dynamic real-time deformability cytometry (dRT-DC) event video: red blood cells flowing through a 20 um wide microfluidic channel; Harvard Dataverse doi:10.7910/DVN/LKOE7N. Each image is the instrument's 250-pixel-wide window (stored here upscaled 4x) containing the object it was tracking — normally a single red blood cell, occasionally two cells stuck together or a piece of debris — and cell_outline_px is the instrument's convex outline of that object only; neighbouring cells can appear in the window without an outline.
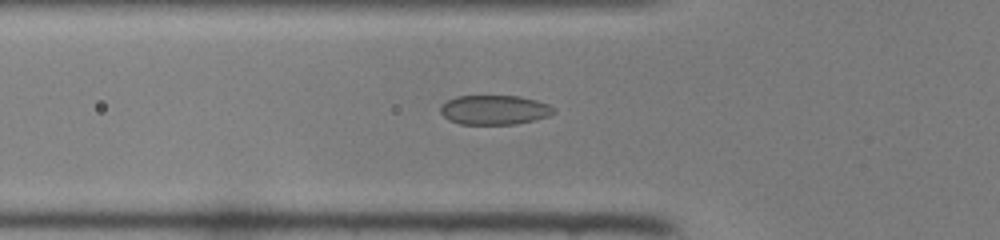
{"species": "common noctule bat (a hibernating species)", "species_latin": "Nyctalus noctula", "temperature_condition": "room temperature", "stored_images_in_passage": 37, "camera_frame_rate_fps": 3000, "um_per_image_px": 0.085, "animal": {"sex": "female", "body_mass_g": 22.0, "forearm_length_mm": 56.7}, "frame": {"image": 1, "passage_image": 7, "time_ms": 2.0, "image_size_px": [1000, 240], "cell_outline_px": [[556, 112], [548, 116], [536, 120], [516, 124], [460, 124], [448, 120], [440, 112], [440, 104], [456, 96], [520, 96], [536, 100], [548, 104], [556, 108]], "centroid_in_image_um": [42.03, 9.34], "position_along_channel_um": 83.8, "area_um2": 19.65}}
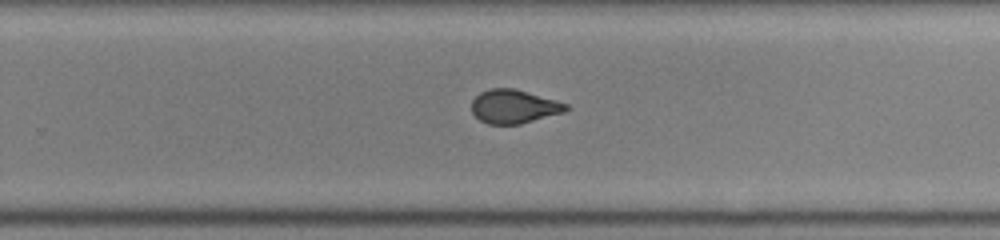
{"frame": {"image": 2, "passage_image": 21, "time_ms": 6.667, "image_size_px": [1000, 240], "cell_outline_px": [[568, 108], [564, 112], [520, 124], [488, 124], [480, 120], [472, 112], [472, 100], [480, 92], [488, 88], [512, 88], [556, 100], [568, 104]], "centroid_in_image_um": [43.66, 9.05], "position_along_channel_um": 286.1, "area_um2": 18.38}}
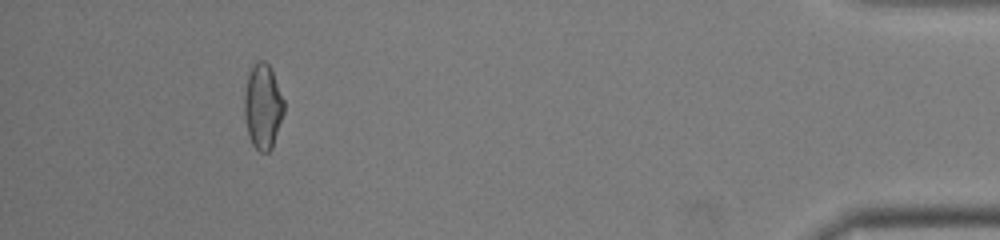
{"frame": {"image": 3, "passage_image": 34, "time_ms": 11.0, "image_size_px": [1000, 240], "cell_outline_px": [[284, 112], [272, 148], [268, 152], [260, 152], [252, 144], [248, 136], [244, 116], [244, 92], [248, 76], [252, 68], [260, 60], [264, 60], [272, 68], [284, 100]], "centroid_in_image_um": [22.34, 9.06], "position_along_channel_um": 412.9, "area_um2": 19.71}}